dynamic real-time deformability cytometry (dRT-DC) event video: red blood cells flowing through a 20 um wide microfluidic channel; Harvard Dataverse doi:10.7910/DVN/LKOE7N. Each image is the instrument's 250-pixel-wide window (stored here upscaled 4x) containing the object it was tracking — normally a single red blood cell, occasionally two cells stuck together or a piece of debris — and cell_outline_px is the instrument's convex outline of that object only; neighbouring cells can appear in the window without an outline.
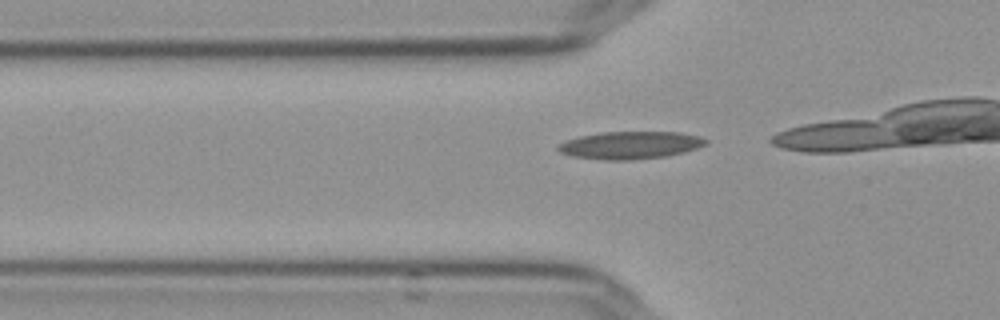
{"species": "Egyptian fruit bat (a non-hibernating species)", "species_latin": "Rousettus aegyptiacus", "temperature_condition": "cold", "stored_images_in_passage": 10, "camera_frame_rate_fps": 3000, "um_per_image_px": 0.085, "frame": {"image": 1, "passage_image": 5, "time_ms": 1.333, "image_size_px": [1000, 320], "cell_outline_px": [[708, 140], [704, 144], [696, 148], [684, 152], [668, 156], [632, 160], [604, 160], [572, 156], [560, 152], [556, 148], [556, 144], [564, 140], [580, 136], [600, 132], [680, 132], [700, 136]], "centroid_in_image_um": [53.52, 12.34], "position_along_channel_um": 72.3, "area_um2": 23.87}}
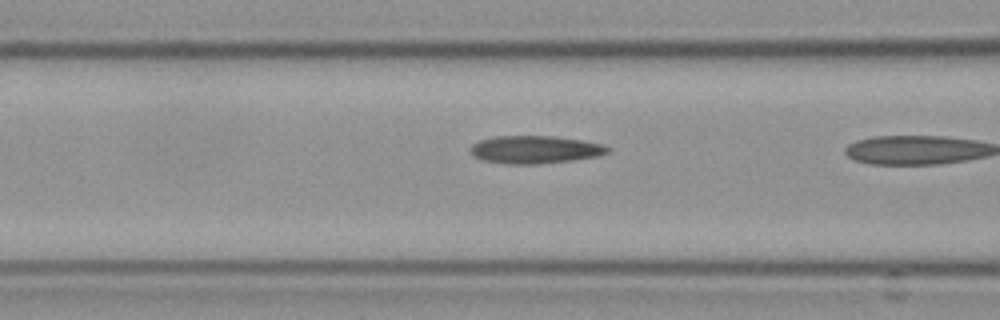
{"frame": {"image": 2, "passage_image": 9, "time_ms": 2.667, "image_size_px": [1000, 320], "cell_outline_px": [[612, 148], [608, 152], [596, 156], [572, 160], [540, 164], [508, 164], [480, 160], [472, 156], [468, 152], [468, 148], [472, 144], [480, 140], [496, 136], [556, 136], [604, 144]], "centroid_in_image_um": [45.42, 12.72], "position_along_channel_um": 121.2, "area_um2": 22.48}}